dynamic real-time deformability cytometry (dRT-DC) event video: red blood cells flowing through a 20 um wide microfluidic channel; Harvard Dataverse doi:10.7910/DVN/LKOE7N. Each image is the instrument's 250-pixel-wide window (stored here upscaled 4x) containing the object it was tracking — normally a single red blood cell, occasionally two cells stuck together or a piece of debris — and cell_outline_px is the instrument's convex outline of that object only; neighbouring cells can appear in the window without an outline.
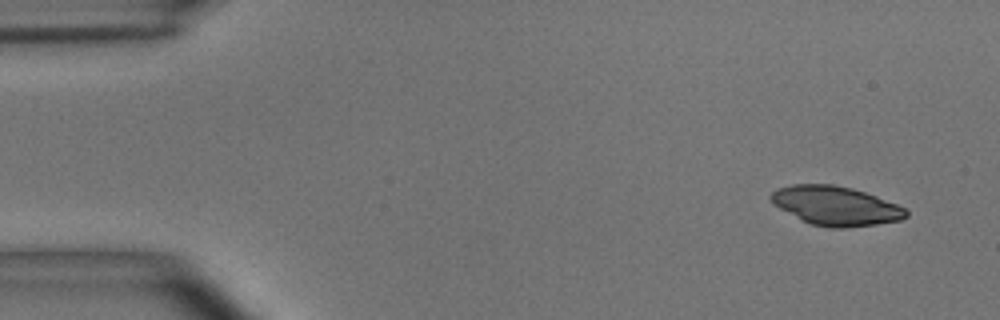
{"species": "common noctule bat (a hibernating species)", "species_latin": "Nyctalus noctula", "temperature_condition": "room temperature", "stored_images_in_passage": 4, "camera_frame_rate_fps": 3000, "um_per_image_px": 0.085, "animal": {"sex": "male", "body_mass_g": 15.6}, "frame": {"image": 1, "passage_image": 1, "time_ms": 0.0, "image_size_px": [1000, 320], "cell_outline_px": [[908, 216], [900, 220], [876, 224], [844, 228], [828, 228], [812, 224], [800, 220], [772, 204], [768, 196], [776, 188], [792, 184], [832, 184], [852, 188], [876, 196], [896, 204], [904, 208], [908, 212]], "centroid_in_image_um": [70.98, 17.49], "position_along_channel_um": 14.0, "area_um2": 30.92}}